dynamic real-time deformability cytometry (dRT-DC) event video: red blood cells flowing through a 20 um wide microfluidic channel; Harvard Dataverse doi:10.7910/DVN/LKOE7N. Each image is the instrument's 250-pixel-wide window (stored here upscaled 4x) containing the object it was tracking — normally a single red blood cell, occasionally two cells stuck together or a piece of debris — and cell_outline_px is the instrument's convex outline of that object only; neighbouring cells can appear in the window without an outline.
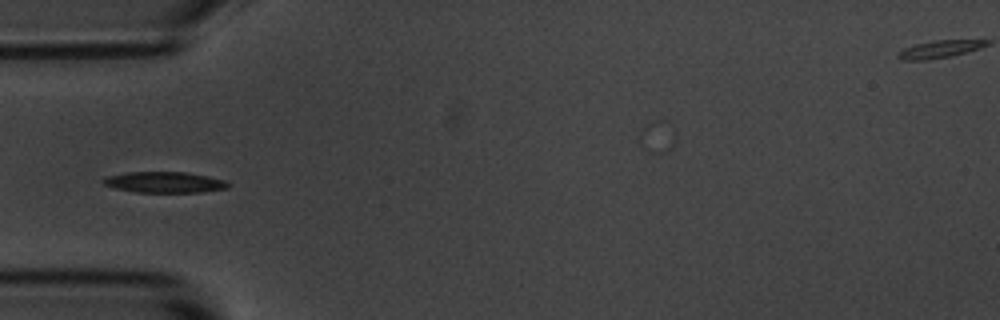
{"species": "common noctule bat (a hibernating species)", "species_latin": "Nyctalus noctula", "temperature_condition": "room temperature", "stored_images_in_passage": 4, "camera_frame_rate_fps": 3000, "um_per_image_px": 0.085, "animal": {"sex": "male", "body_mass_g": 20.1, "forearm_length_mm": 53.5}, "frame": {"image": 1, "passage_image": 1, "time_ms": 0.0, "image_size_px": [1000, 320], "cell_outline_px": [[232, 184], [228, 188], [200, 192], [136, 192], [116, 188], [104, 184], [100, 180], [108, 176], [124, 172], [184, 172], [208, 176], [224, 180]], "centroid_in_image_um": [13.99, 15.49], "position_along_channel_um": 71.0, "area_um2": 15.2}}
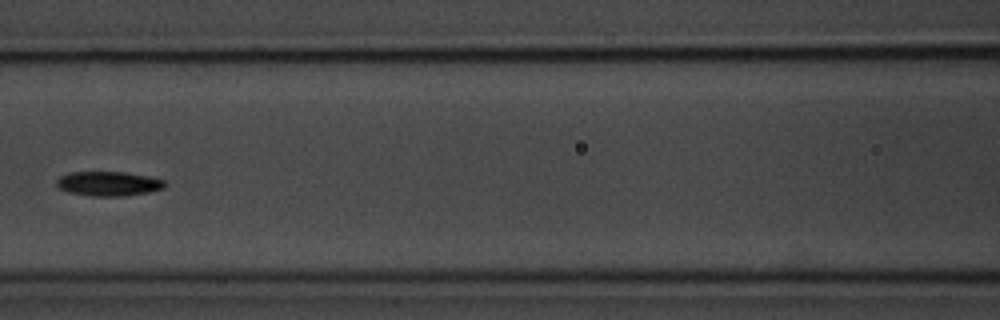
{"frame": {"image": 2, "passage_image": 3, "time_ms": 2.333, "image_size_px": [1000, 320], "cell_outline_px": [[168, 184], [164, 188], [148, 192], [120, 196], [92, 196], [68, 192], [60, 188], [56, 184], [56, 180], [60, 176], [68, 172], [124, 172], [148, 176], [164, 180]], "centroid_in_image_um": [9.22, 15.6], "position_along_channel_um": 157.4, "area_um2": 15.43}}
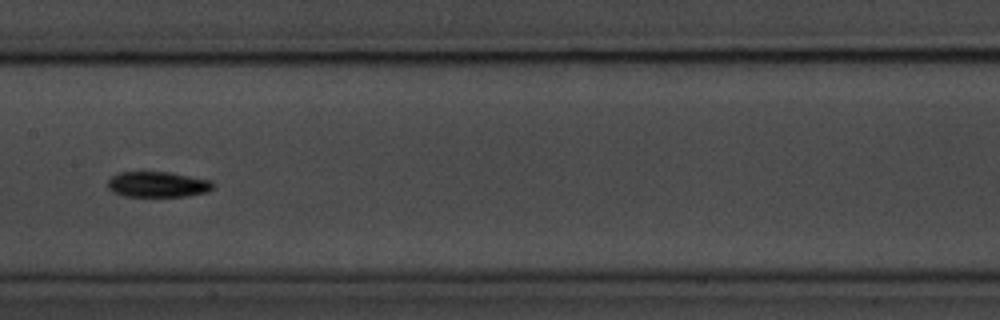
{"frame": {"image": 3, "passage_image": 4, "time_ms": 3.333, "image_size_px": [1000, 320], "cell_outline_px": [[216, 184], [208, 192], [188, 196], [124, 196], [112, 192], [108, 188], [108, 180], [112, 176], [120, 172], [168, 172], [212, 180]], "centroid_in_image_um": [13.43, 15.68], "position_along_channel_um": 194.0, "area_um2": 15.78}}